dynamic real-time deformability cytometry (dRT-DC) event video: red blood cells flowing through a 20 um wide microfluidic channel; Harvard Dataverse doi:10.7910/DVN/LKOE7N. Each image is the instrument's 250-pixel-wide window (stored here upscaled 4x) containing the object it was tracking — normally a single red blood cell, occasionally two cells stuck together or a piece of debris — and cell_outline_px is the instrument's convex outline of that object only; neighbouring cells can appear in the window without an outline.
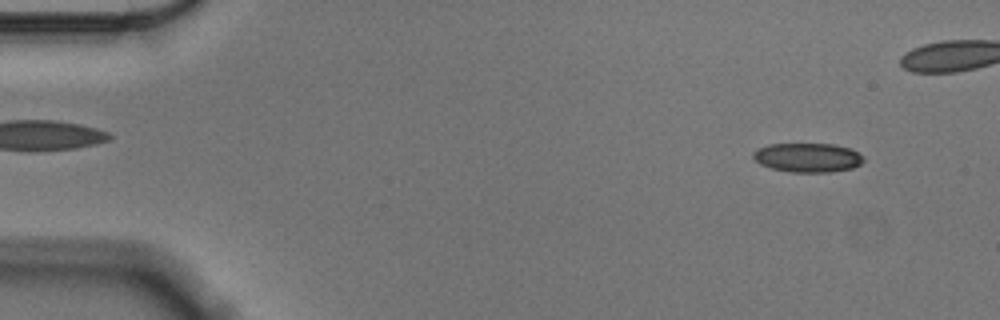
{"species": "Egyptian fruit bat (a non-hibernating species)", "species_latin": "Rousettus aegyptiacus", "temperature_condition": "cold", "stored_images_in_passage": 49, "camera_frame_rate_fps": 3000, "um_per_image_px": 0.085, "animal": {"sex": "male"}, "frame": {"image": 1, "passage_image": 5, "time_ms": 1.333, "image_size_px": [1000, 320], "cell_outline_px": [[864, 160], [860, 164], [852, 168], [828, 172], [792, 172], [772, 168], [760, 164], [752, 156], [752, 152], [756, 148], [768, 144], [832, 144], [848, 148], [864, 156]], "centroid_in_image_um": [68.62, 13.39], "position_along_channel_um": 16.4, "area_um2": 18.67}}
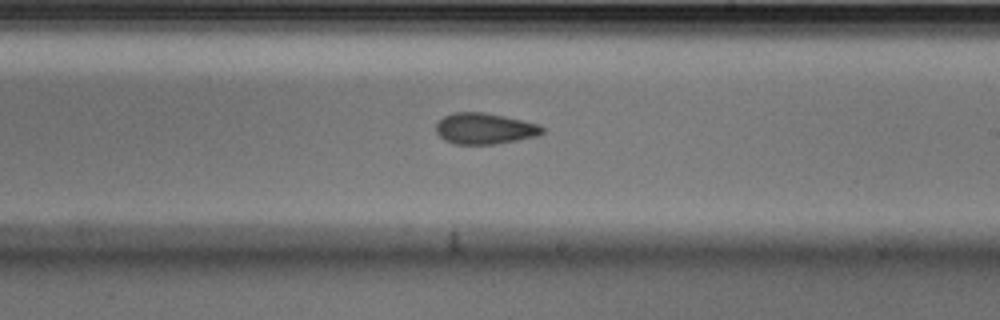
{"frame": {"image": 2, "passage_image": 33, "time_ms": 10.667, "image_size_px": [1000, 320], "cell_outline_px": [[544, 132], [536, 136], [516, 140], [492, 144], [452, 144], [444, 140], [436, 132], [436, 124], [444, 116], [452, 112], [484, 112], [504, 116], [540, 124], [544, 128]], "centroid_in_image_um": [41.18, 10.92], "position_along_channel_um": 247.8, "area_um2": 19.25}}
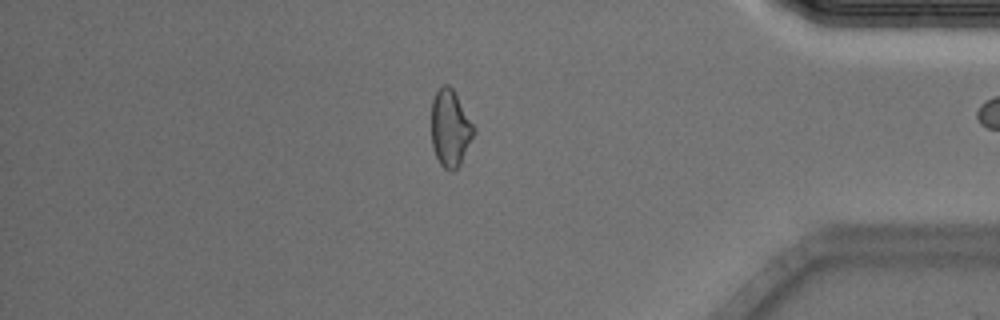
{"frame": {"image": 3, "passage_image": 48, "time_ms": 15.667, "image_size_px": [1000, 320], "cell_outline_px": [[476, 128], [460, 164], [452, 172], [444, 168], [440, 164], [436, 156], [432, 144], [432, 100], [436, 92], [444, 84], [448, 84], [452, 88]], "centroid_in_image_um": [38.26, 10.9], "position_along_channel_um": 396.9, "area_um2": 18.67}}